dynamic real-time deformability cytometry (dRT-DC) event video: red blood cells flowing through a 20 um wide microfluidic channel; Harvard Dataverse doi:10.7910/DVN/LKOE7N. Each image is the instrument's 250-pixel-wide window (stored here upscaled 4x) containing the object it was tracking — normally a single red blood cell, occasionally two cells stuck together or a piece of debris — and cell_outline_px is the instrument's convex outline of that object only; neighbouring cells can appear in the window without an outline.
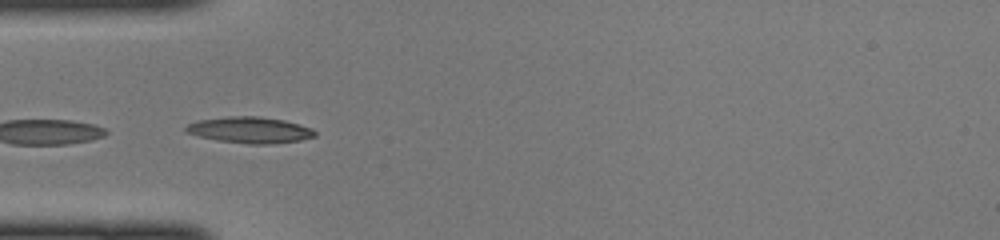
{"species": "common noctule bat (a hibernating species)", "species_latin": "Nyctalus noctula", "temperature_condition": "cold", "stored_images_in_passage": 12, "camera_frame_rate_fps": 3000, "um_per_image_px": 0.085, "animal": {"sex": "female", "body_mass_g": 22.0, "forearm_length_mm": 56.7}, "frame": {"image": 1, "passage_image": 7, "time_ms": 2.0, "image_size_px": [1000, 240], "cell_outline_px": [[316, 136], [300, 140], [268, 144], [248, 144], [220, 140], [200, 136], [184, 132], [184, 128], [188, 124], [200, 120], [228, 116], [260, 116], [284, 120], [300, 124], [312, 128], [316, 132]], "centroid_in_image_um": [21.27, 11.04], "position_along_channel_um": 63.7, "area_um2": 19.59}}